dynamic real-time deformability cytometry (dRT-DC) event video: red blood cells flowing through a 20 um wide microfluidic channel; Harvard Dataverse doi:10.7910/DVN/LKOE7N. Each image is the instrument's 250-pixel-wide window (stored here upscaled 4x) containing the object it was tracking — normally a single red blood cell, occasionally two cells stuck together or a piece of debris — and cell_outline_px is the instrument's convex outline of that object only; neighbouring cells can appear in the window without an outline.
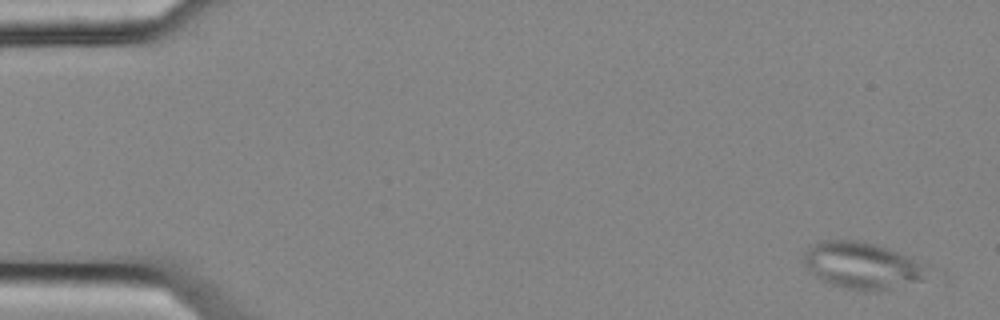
{"species": "common noctule bat (a hibernating species)", "species_latin": "Nyctalus noctula", "temperature_condition": "cold", "stored_images_in_passage": 5, "camera_frame_rate_fps": 3000, "um_per_image_px": 0.085, "animal": {"sex": "female", "body_mass_g": 25.1}, "frame": {"image": 1, "passage_image": 1, "time_ms": 0.0, "image_size_px": [1000, 320], "cell_outline_px": [[948, 280], [884, 292], [864, 292], [840, 288], [820, 280], [804, 264], [804, 252], [808, 244], [820, 240], [856, 240], [872, 244], [944, 268], [948, 276]], "centroid_in_image_um": [73.78, 22.68], "position_along_channel_um": 11.2, "area_um2": 37.63}}